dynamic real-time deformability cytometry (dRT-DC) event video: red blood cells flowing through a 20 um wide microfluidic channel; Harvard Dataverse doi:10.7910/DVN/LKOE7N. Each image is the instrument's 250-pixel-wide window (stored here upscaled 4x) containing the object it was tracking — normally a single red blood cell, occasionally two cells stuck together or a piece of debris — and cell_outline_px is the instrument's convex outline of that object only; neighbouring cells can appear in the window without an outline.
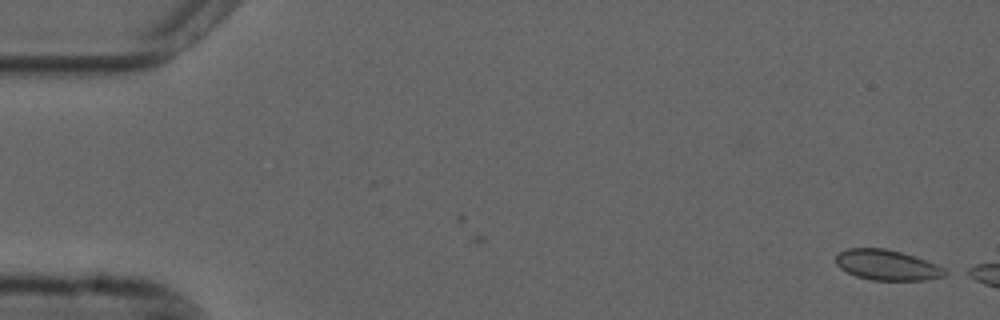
{"species": "common noctule bat (a hibernating species)", "species_latin": "Nyctalus noctula", "temperature_condition": "cold", "stored_images_in_passage": 9, "camera_frame_rate_fps": 3000, "um_per_image_px": 0.085, "animal": {"sex": "male", "forearm_length_mm": 52.5}, "frame": {"image": 1, "passage_image": 1, "time_ms": 0.0, "image_size_px": [1000, 320], "cell_outline_px": [[952, 272], [944, 276], [924, 280], [872, 280], [856, 276], [840, 268], [836, 264], [836, 256], [840, 252], [848, 248], [884, 248], [900, 252], [936, 264]], "centroid_in_image_um": [75.41, 22.53], "position_along_channel_um": 9.6, "area_um2": 19.19}}